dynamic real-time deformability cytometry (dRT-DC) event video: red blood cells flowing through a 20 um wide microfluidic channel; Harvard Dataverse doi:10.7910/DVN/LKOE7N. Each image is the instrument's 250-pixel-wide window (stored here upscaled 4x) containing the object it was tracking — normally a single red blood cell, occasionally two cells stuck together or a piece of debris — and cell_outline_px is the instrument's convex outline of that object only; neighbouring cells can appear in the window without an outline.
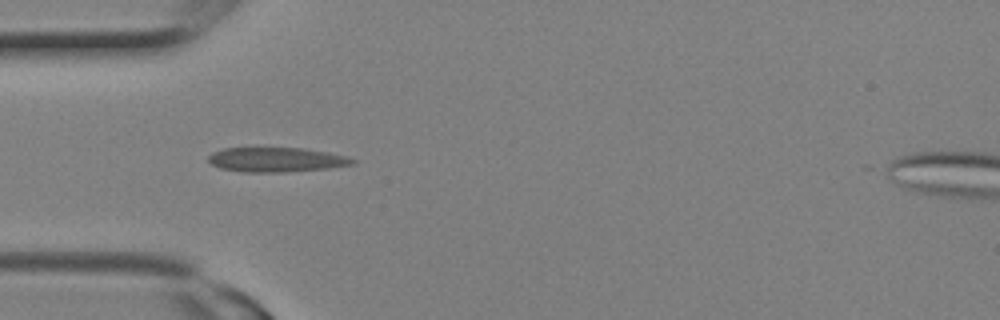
{"species": "Egyptian fruit bat (a non-hibernating species)", "species_latin": "Rousettus aegyptiacus", "temperature_condition": "room temperature", "stored_images_in_passage": 13, "camera_frame_rate_fps": 3000, "um_per_image_px": 0.085, "animal": {"sex": "female"}, "frame": {"image": 1, "passage_image": 6, "time_ms": 1.667, "image_size_px": [1000, 320], "cell_outline_px": [[356, 164], [328, 168], [284, 172], [244, 172], [220, 168], [212, 164], [208, 160], [208, 156], [212, 152], [224, 148], [304, 148], [328, 152], [348, 156], [356, 160]], "centroid_in_image_um": [23.51, 13.57], "position_along_channel_um": 61.5, "area_um2": 20.69}}
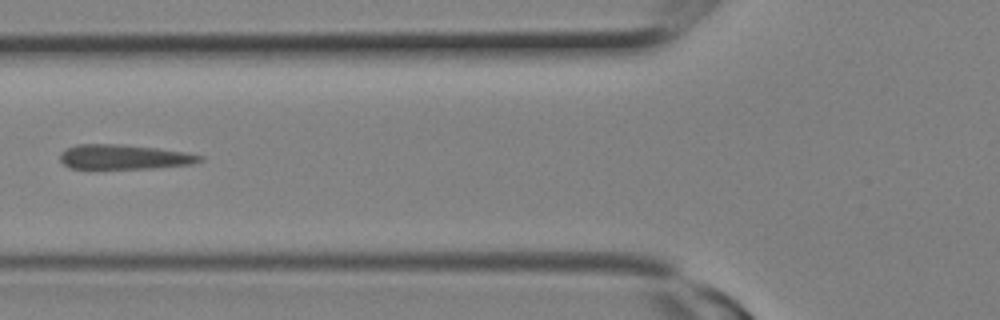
{"frame": {"image": 2, "passage_image": 8, "time_ms": 2.333, "image_size_px": [1000, 320], "cell_outline_px": [[204, 160], [192, 164], [152, 168], [68, 168], [60, 160], [60, 152], [76, 144], [120, 144], [156, 148], [184, 152], [204, 156]], "centroid_in_image_um": [10.54, 13.34], "position_along_channel_um": 115.3, "area_um2": 20.0}}
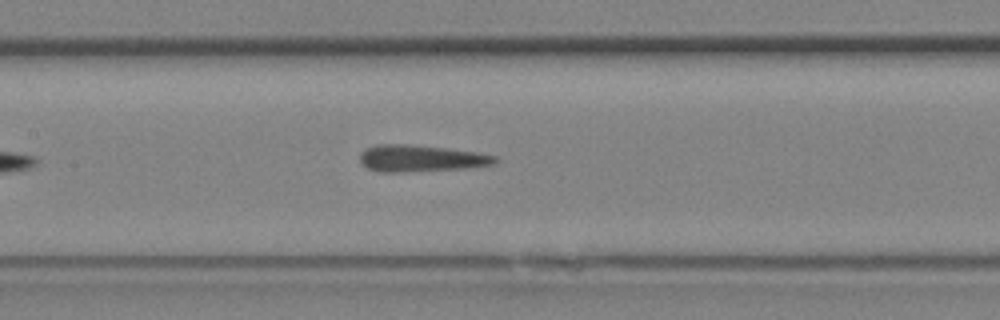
{"frame": {"image": 3, "passage_image": 10, "time_ms": 3.0, "image_size_px": [1000, 320], "cell_outline_px": [[500, 160], [492, 164], [464, 168], [400, 172], [380, 172], [368, 168], [360, 160], [360, 152], [364, 148], [376, 144], [408, 144], [448, 148], [476, 152], [496, 156]], "centroid_in_image_um": [35.74, 13.44], "position_along_channel_um": 171.7, "area_um2": 20.98}}